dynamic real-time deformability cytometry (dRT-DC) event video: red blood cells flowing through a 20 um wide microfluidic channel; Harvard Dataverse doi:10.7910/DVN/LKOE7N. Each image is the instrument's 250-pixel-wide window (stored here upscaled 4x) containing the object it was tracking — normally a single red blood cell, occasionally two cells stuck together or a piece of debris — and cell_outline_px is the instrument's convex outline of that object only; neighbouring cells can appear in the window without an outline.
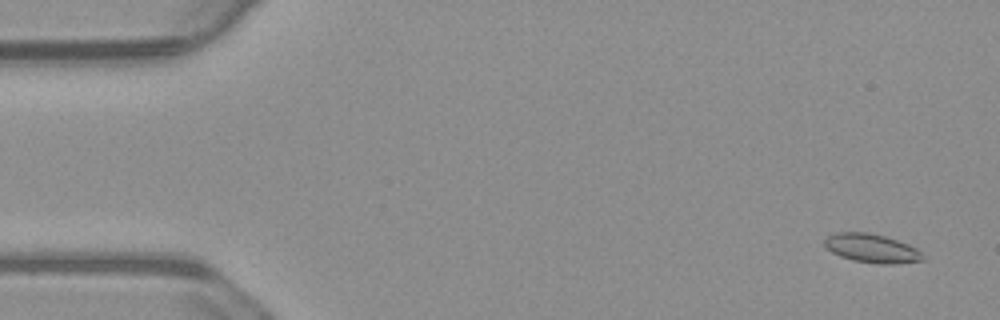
{"species": "common noctule bat (a hibernating species)", "species_latin": "Nyctalus noctula", "temperature_condition": "warm", "stored_images_in_passage": 56, "camera_frame_rate_fps": 3000, "um_per_image_px": 0.085, "animal": {"sex": "male", "body_mass_g": 23.1, "forearm_length_mm": 52.7}, "frame": {"image": 1, "passage_image": 3, "time_ms": 0.667, "image_size_px": [1000, 320], "cell_outline_px": [[924, 260], [896, 264], [880, 264], [852, 260], [840, 256], [832, 252], [824, 244], [824, 240], [828, 236], [836, 232], [868, 232], [884, 236], [908, 244], [916, 248], [924, 256]], "centroid_in_image_um": [74.1, 21.11], "position_along_channel_um": 10.9, "area_um2": 16.42}}
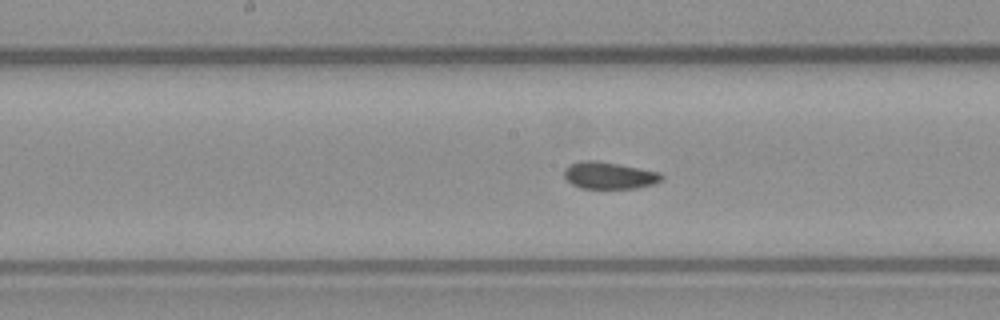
{"frame": {"image": 2, "passage_image": 28, "time_ms": 9.0, "image_size_px": [1000, 320], "cell_outline_px": [[664, 176], [660, 180], [652, 184], [636, 188], [580, 188], [572, 184], [564, 176], [564, 168], [568, 164], [580, 160], [596, 160], [660, 172]], "centroid_in_image_um": [51.73, 14.9], "position_along_channel_um": 196.5, "area_um2": 15.26}}
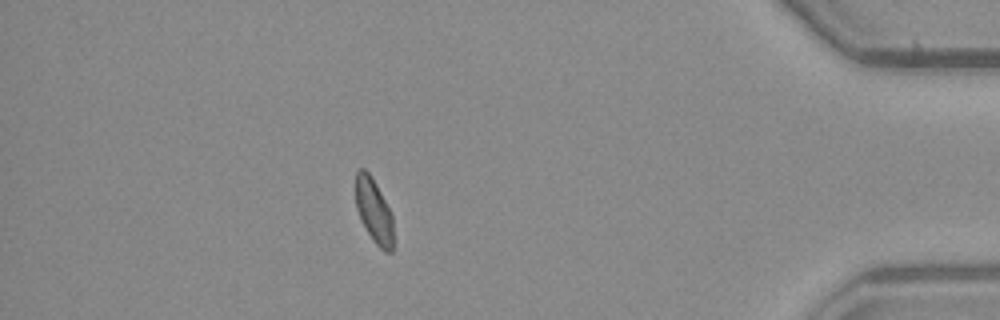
{"frame": {"image": 3, "passage_image": 49, "time_ms": 16.0, "image_size_px": [1000, 320], "cell_outline_px": [[392, 252], [384, 252], [372, 240], [356, 208], [356, 168], [364, 168], [368, 172], [376, 184], [392, 212]], "centroid_in_image_um": [31.78, 17.9], "position_along_channel_um": 403.4, "area_um2": 13.99}, "authors_computed_cell_mechanics": {"area_um2": 15.5193, "velocity_mm_per_s": 3.7049, "shape_relaxation_time_tau1_ms": null, "shape_relaxation_time_tau2_ms": 1.2642, "deformation_change_tau1": null, "deformation_change_tau2": 0.0451}}